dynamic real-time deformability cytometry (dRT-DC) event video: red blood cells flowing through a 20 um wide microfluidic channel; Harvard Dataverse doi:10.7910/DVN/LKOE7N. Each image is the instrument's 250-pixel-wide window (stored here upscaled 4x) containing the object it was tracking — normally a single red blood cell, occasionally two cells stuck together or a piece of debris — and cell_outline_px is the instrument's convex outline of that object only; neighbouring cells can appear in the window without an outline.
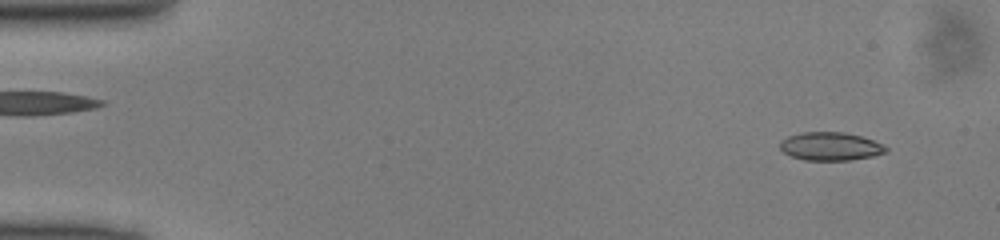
{"species": "common noctule bat (a hibernating species)", "species_latin": "Nyctalus noctula", "temperature_condition": "cold", "stored_images_in_passage": 15, "camera_frame_rate_fps": 3000, "um_per_image_px": 0.085, "animal": {"sex": "male", "body_mass_g": 13.0, "forearm_length_mm": 53.1}, "frame": {"image": 1, "passage_image": 3, "time_ms": 0.667, "image_size_px": [1000, 240], "cell_outline_px": [[888, 152], [872, 156], [852, 160], [804, 160], [792, 156], [784, 152], [780, 148], [780, 140], [788, 136], [800, 132], [844, 132], [860, 136], [872, 140], [888, 148]], "centroid_in_image_um": [70.57, 12.44], "position_along_channel_um": 14.4, "area_um2": 17.4}}
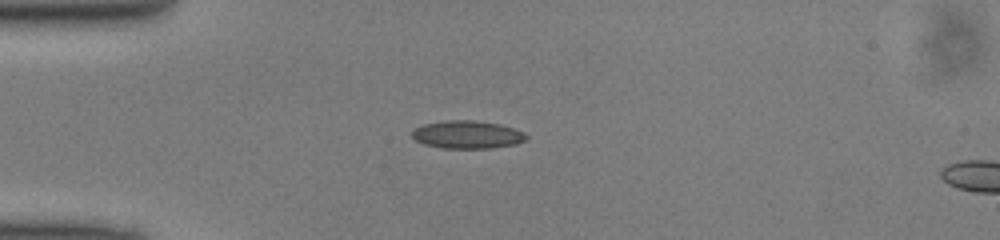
{"frame": {"image": 2, "passage_image": 12, "time_ms": 3.667, "image_size_px": [1000, 240], "cell_outline_px": [[528, 140], [516, 144], [492, 148], [444, 148], [424, 144], [416, 140], [412, 136], [412, 128], [424, 124], [444, 120], [476, 120], [500, 124], [524, 132], [528, 136]], "centroid_in_image_um": [39.73, 11.43], "position_along_channel_um": 45.3, "area_um2": 18.73}}